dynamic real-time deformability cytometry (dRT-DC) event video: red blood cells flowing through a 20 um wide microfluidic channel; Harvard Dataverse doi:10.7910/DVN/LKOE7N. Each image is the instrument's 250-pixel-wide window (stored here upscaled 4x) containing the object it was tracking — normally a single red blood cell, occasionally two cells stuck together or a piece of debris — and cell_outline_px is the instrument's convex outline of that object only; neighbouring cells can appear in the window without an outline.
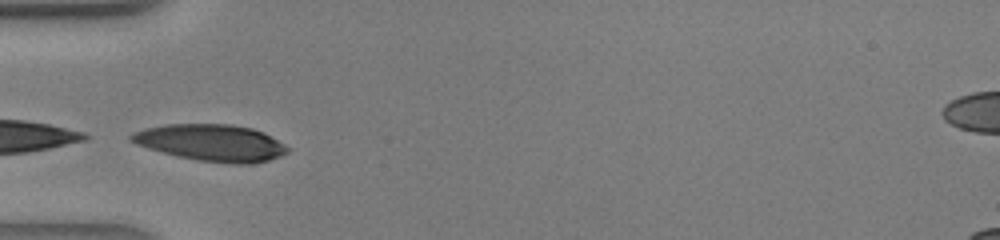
{"species": "human", "species_latin": "Homo sapiens", "temperature_condition": "warm", "stored_images_in_passage": 21, "camera_frame_rate_fps": 3000, "um_per_image_px": 0.085, "donor": {"sex": "male"}, "frame": {"image": 1, "passage_image": 1, "time_ms": 0.0, "image_size_px": [1000, 240], "cell_outline_px": [[288, 152], [280, 156], [268, 160], [252, 164], [232, 164], [200, 160], [180, 156], [148, 148], [136, 144], [128, 140], [128, 136], [132, 132], [144, 128], [164, 124], [232, 124], [252, 128], [264, 132], [284, 144], [288, 148]], "centroid_in_image_um": [17.94, 12.12], "position_along_channel_um": 67.1, "area_um2": 33.41}}
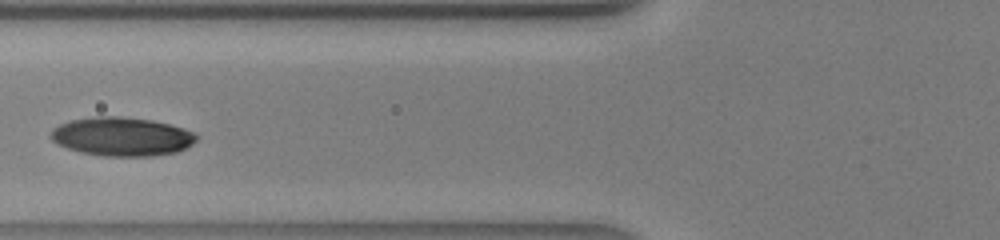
{"frame": {"image": 2, "passage_image": 4, "time_ms": 1.0, "image_size_px": [1000, 240], "cell_outline_px": [[200, 136], [192, 144], [176, 152], [152, 156], [104, 156], [80, 152], [56, 144], [48, 136], [60, 124], [72, 120], [96, 116], [120, 116], [152, 120], [184, 128], [196, 132]], "centroid_in_image_um": [10.38, 11.61], "position_along_channel_um": 115.4, "area_um2": 32.95}}